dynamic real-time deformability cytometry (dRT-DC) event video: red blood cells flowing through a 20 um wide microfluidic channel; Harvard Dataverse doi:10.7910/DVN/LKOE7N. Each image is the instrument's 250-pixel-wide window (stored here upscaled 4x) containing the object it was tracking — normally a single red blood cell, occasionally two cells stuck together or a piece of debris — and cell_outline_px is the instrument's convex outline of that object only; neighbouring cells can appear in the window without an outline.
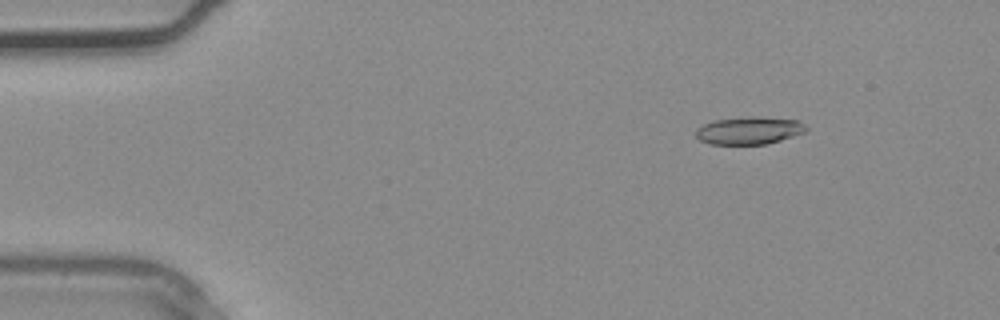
{"species": "common noctule bat (a hibernating species)", "species_latin": "Nyctalus noctula", "temperature_condition": "warm", "stored_images_in_passage": 4, "camera_frame_rate_fps": 3000, "um_per_image_px": 0.085, "animal": {"sex": "male", "body_mass_g": 20.4}, "frame": {"image": 1, "passage_image": 2, "time_ms": 0.333, "image_size_px": [1000, 320], "cell_outline_px": [[808, 128], [804, 132], [780, 140], [764, 144], [708, 144], [700, 140], [696, 136], [696, 128], [704, 124], [716, 120], [752, 116], [756, 116], [800, 120]], "centroid_in_image_um": [63.67, 11.09], "position_along_channel_um": 21.3, "area_um2": 17.63}}
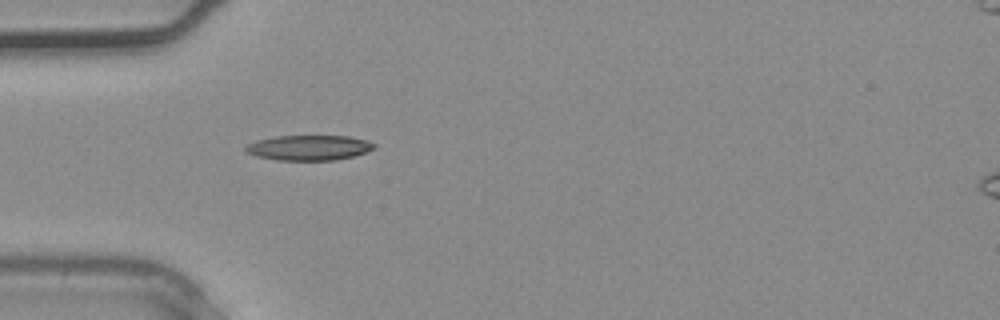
{"frame": {"image": 2, "passage_image": 3, "time_ms": 0.667, "image_size_px": [1000, 320], "cell_outline_px": [[376, 148], [352, 156], [336, 160], [276, 160], [256, 156], [248, 152], [244, 148], [248, 144], [256, 140], [276, 136], [348, 136], [368, 140], [376, 144]], "centroid_in_image_um": [26.27, 12.55], "position_along_channel_um": 58.7, "area_um2": 18.79}}